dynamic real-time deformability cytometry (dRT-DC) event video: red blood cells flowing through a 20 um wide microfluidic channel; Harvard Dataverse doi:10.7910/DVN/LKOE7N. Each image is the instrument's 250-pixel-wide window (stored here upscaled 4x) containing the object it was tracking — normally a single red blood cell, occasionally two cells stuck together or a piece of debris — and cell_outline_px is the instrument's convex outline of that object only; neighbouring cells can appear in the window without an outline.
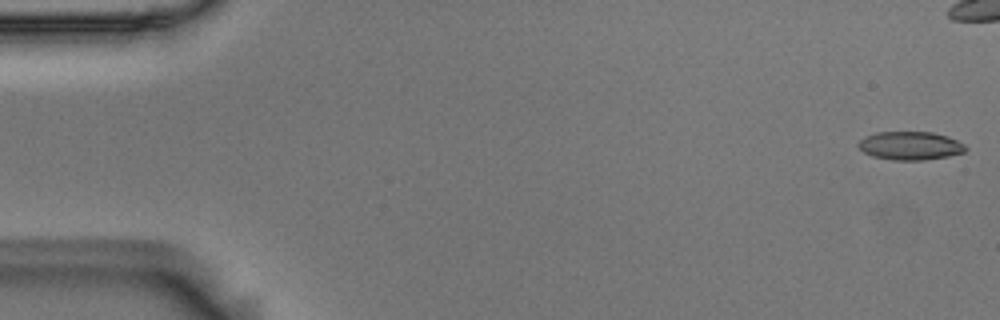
{"species": "Egyptian fruit bat (a non-hibernating species)", "species_latin": "Rousettus aegyptiacus", "temperature_condition": "room temperature", "stored_images_in_passage": 4, "camera_frame_rate_fps": 3000, "um_per_image_px": 0.085, "animal": {"sex": "male"}, "frame": {"image": 1, "passage_image": 1, "time_ms": 0.0, "image_size_px": [1000, 320], "cell_outline_px": [[968, 148], [964, 152], [948, 156], [924, 160], [892, 160], [872, 156], [864, 152], [856, 144], [864, 136], [876, 132], [932, 132], [948, 136], [964, 144]], "centroid_in_image_um": [77.36, 12.38], "position_along_channel_um": 7.6, "area_um2": 17.8}}